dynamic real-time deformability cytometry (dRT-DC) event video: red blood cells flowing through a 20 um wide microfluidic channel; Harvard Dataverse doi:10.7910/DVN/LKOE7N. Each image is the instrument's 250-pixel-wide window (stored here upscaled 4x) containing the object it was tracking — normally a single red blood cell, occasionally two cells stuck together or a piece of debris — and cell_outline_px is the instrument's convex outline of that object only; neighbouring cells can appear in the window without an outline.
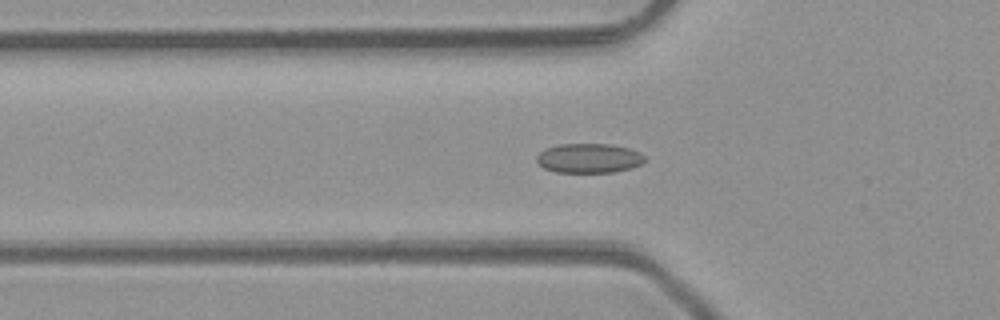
{"species": "common noctule bat (a hibernating species)", "species_latin": "Nyctalus noctula", "temperature_condition": "room temperature", "stored_images_in_passage": 39, "camera_frame_rate_fps": 3000, "um_per_image_px": 0.085, "animal": {"sex": "male", "body_mass_g": 23.1, "forearm_length_mm": 52.7}, "frame": {"image": 1, "passage_image": 6, "time_ms": 1.667, "image_size_px": [1000, 320], "cell_outline_px": [[644, 160], [640, 164], [632, 168], [616, 172], [556, 172], [544, 168], [536, 160], [536, 156], [544, 148], [560, 144], [612, 144], [628, 148], [640, 152], [644, 156]], "centroid_in_image_um": [50.05, 13.44], "position_along_channel_um": 75.8, "area_um2": 18.61}}
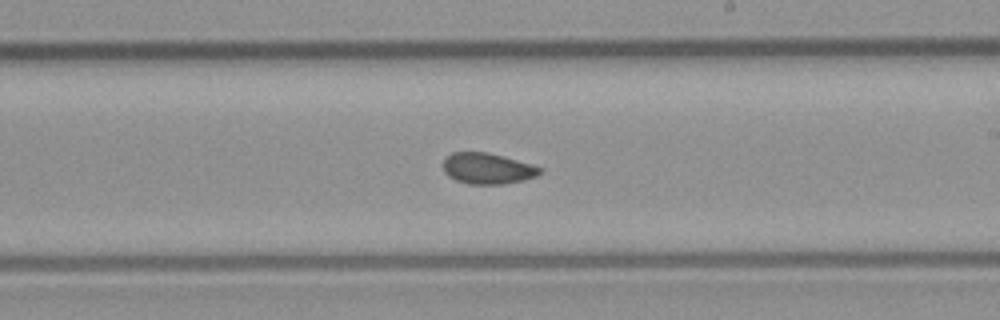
{"frame": {"image": 2, "passage_image": 18, "time_ms": 5.667, "image_size_px": [1000, 320], "cell_outline_px": [[544, 172], [536, 176], [524, 180], [504, 184], [468, 184], [456, 180], [448, 176], [444, 172], [444, 160], [452, 152], [488, 152], [532, 164], [544, 168]], "centroid_in_image_um": [41.48, 14.33], "position_along_channel_um": 247.5, "area_um2": 17.57}}
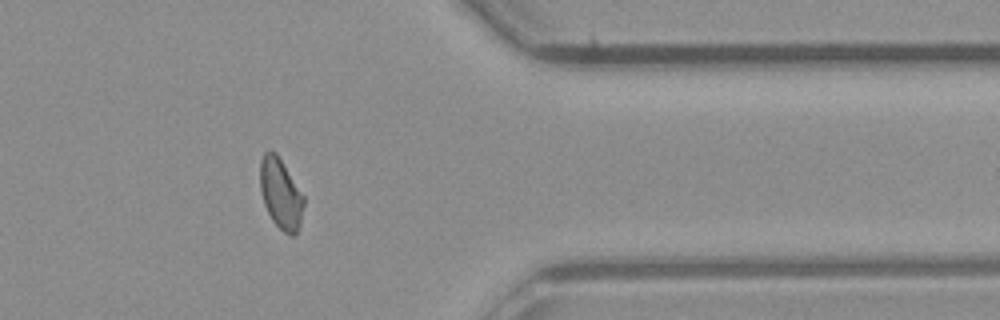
{"frame": {"image": 3, "passage_image": 29, "time_ms": 9.333, "image_size_px": [1000, 320], "cell_outline_px": [[304, 204], [300, 224], [296, 232], [292, 236], [284, 232], [272, 220], [264, 204], [260, 188], [260, 160], [264, 152], [276, 152], [304, 196]], "centroid_in_image_um": [23.85, 16.46], "position_along_channel_um": 387.5, "area_um2": 17.69}, "authors_computed_cell_mechanics": {"area_um2": 17.918, "velocity_mm_per_s": 4.273, "shape_relaxation_time_tau1_ms": null, "shape_relaxation_time_tau2_ms": 1.6448, "deformation_change_tau1": null, "deformation_change_tau2": 0.0626}}